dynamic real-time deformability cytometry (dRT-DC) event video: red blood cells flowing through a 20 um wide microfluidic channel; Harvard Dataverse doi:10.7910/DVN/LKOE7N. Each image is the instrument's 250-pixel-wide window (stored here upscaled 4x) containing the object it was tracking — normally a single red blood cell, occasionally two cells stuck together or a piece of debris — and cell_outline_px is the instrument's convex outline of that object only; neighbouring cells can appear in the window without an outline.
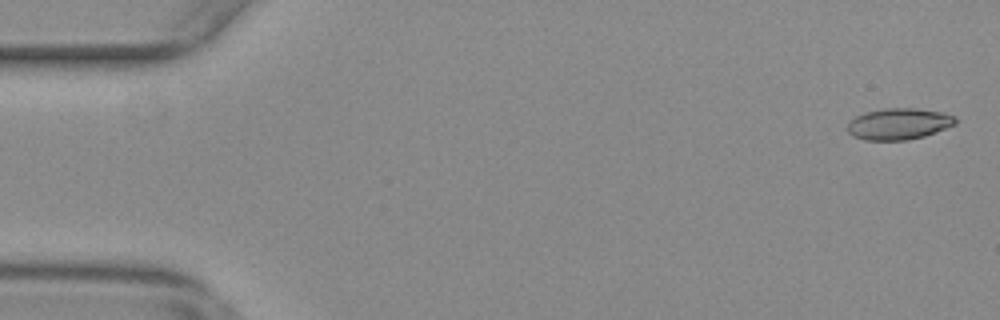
{"species": "common noctule bat (a hibernating species)", "species_latin": "Nyctalus noctula", "temperature_condition": "warm", "stored_images_in_passage": 51, "camera_frame_rate_fps": 3000, "um_per_image_px": 0.085, "animal": {"sex": "female", "body_mass_g": 29.2, "forearm_length_mm": 56.3}, "frame": {"image": 1, "passage_image": 2, "time_ms": 0.333, "image_size_px": [1000, 320], "cell_outline_px": [[956, 124], [936, 132], [924, 136], [908, 140], [864, 140], [852, 136], [848, 132], [848, 120], [864, 112], [884, 108], [916, 108], [944, 112], [956, 116]], "centroid_in_image_um": [76.39, 10.52], "position_along_channel_um": 8.6, "area_um2": 20.0}}
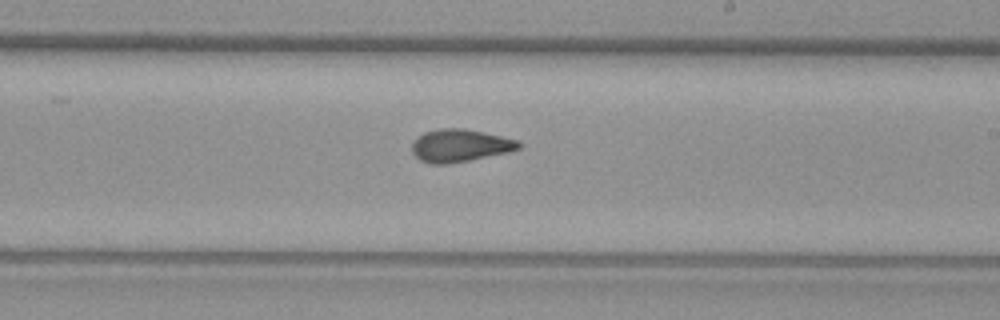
{"frame": {"image": 2, "passage_image": 33, "time_ms": 10.667, "image_size_px": [1000, 320], "cell_outline_px": [[524, 144], [520, 148], [508, 152], [448, 164], [428, 164], [420, 160], [412, 152], [412, 140], [416, 136], [424, 132], [436, 128], [464, 128], [500, 136], [516, 140]], "centroid_in_image_um": [39.04, 12.36], "position_along_channel_um": 250.0, "area_um2": 20.4}}
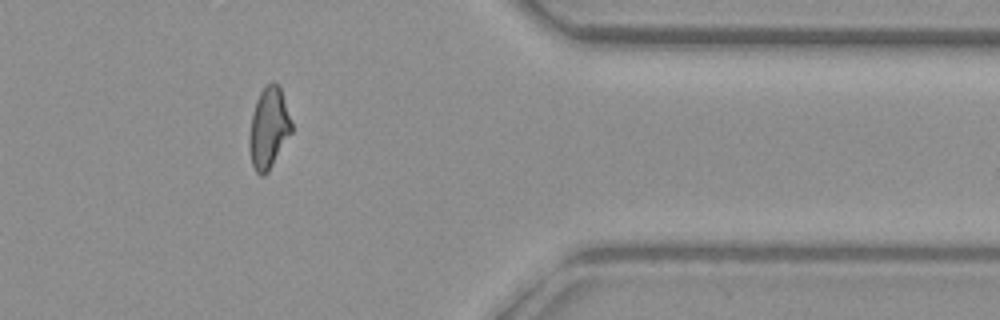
{"frame": {"image": 3, "passage_image": 46, "time_ms": 15.0, "image_size_px": [1000, 320], "cell_outline_px": [[292, 132], [268, 172], [264, 176], [260, 176], [256, 172], [252, 164], [248, 144], [248, 140], [252, 112], [256, 100], [260, 92], [272, 80], [280, 88], [292, 124]], "centroid_in_image_um": [22.82, 10.91], "position_along_channel_um": 388.6, "area_um2": 19.83}, "authors_computed_cell_mechanics": {"area_um2": 20.0566, "velocity_mm_per_s": 3.7026, "shape_relaxation_time_tau1_ms": null, "shape_relaxation_time_tau2_ms": 1.9123, "deformation_change_tau1": null, "deformation_change_tau2": 0.0802}}